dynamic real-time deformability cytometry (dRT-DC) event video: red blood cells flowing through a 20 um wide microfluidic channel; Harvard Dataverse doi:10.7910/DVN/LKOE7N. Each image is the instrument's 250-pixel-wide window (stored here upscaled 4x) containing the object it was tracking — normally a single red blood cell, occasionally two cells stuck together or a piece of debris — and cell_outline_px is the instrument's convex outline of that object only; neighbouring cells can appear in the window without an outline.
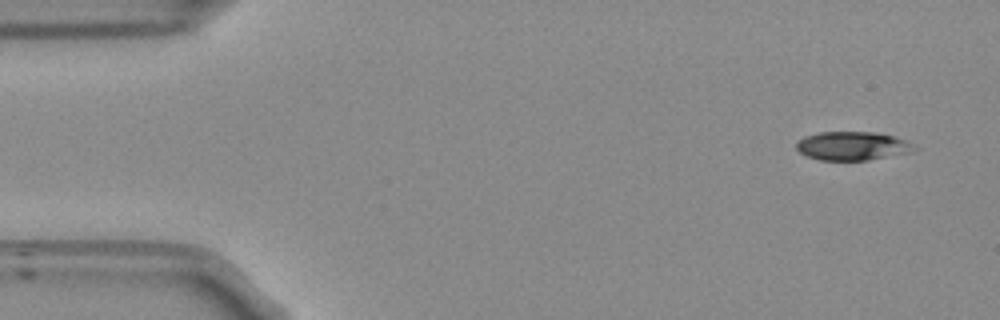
{"species": "Egyptian fruit bat (a non-hibernating species)", "species_latin": "Rousettus aegyptiacus", "temperature_condition": "room temperature", "stored_images_in_passage": 50, "camera_frame_rate_fps": 3000, "um_per_image_px": 0.085, "frame": {"image": 1, "passage_image": 1, "time_ms": 0.0, "image_size_px": [1000, 320], "cell_outline_px": [[920, 148], [912, 152], [868, 160], [820, 160], [808, 156], [800, 152], [796, 148], [796, 144], [804, 136], [820, 132], [876, 132], [892, 136], [904, 140]], "centroid_in_image_um": [72.47, 12.4], "position_along_channel_um": 12.5, "area_um2": 19.59}}
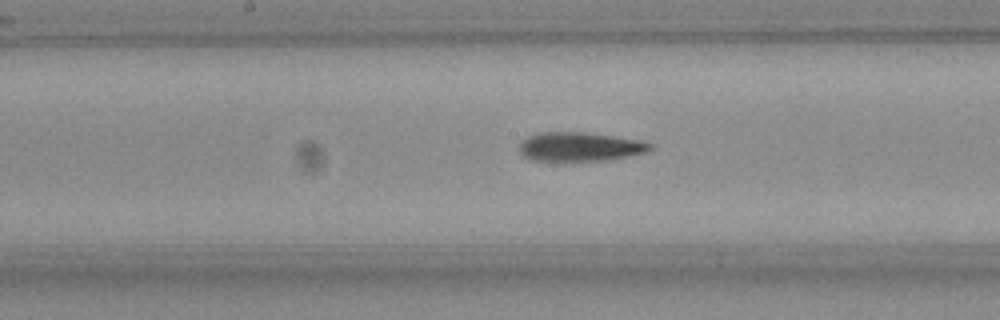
{"frame": {"image": 2, "passage_image": 24, "time_ms": 7.667, "image_size_px": [1000, 320], "cell_outline_px": [[656, 144], [652, 148], [644, 152], [604, 160], [532, 160], [524, 156], [520, 152], [520, 140], [528, 136], [540, 132], [584, 132], [640, 140]], "centroid_in_image_um": [49.26, 12.45], "position_along_channel_um": 198.9, "area_um2": 21.79}}
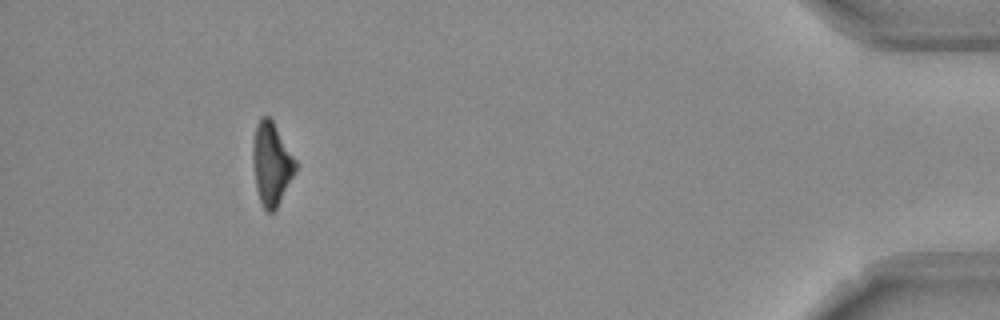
{"frame": {"image": 3, "passage_image": 46, "time_ms": 15.0, "image_size_px": [1000, 320], "cell_outline_px": [[300, 164], [296, 172], [276, 208], [272, 212], [268, 212], [264, 208], [260, 200], [256, 188], [252, 164], [252, 144], [256, 124], [260, 116], [268, 116], [272, 120]], "centroid_in_image_um": [23.09, 13.89], "position_along_channel_um": 412.1, "area_um2": 20.98}, "authors_computed_cell_mechanics": {"area_um2": 21.2126, "velocity_mm_per_s": 3.8244, "shape_relaxation_time_tau1_ms": 5.8319, "shape_relaxation_time_tau2_ms": 5.8476, "deformation_change_tau1": 0.1922, "deformation_change_tau2": 0.1986}}